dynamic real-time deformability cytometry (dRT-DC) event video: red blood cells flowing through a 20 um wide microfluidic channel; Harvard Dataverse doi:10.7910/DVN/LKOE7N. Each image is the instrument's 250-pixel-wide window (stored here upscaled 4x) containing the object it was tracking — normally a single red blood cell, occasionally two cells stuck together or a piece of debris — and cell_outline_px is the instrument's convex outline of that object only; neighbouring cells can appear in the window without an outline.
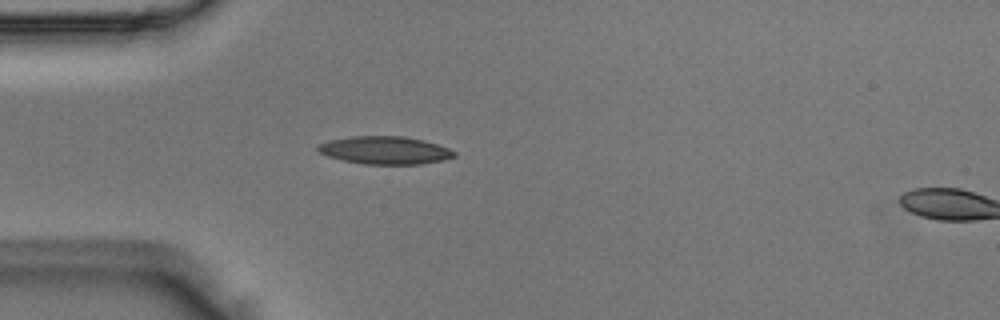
{"species": "Egyptian fruit bat (a non-hibernating species)", "species_latin": "Rousettus aegyptiacus", "temperature_condition": "room temperature", "stored_images_in_passage": 37, "camera_frame_rate_fps": 3000, "um_per_image_px": 0.085, "animal": {"sex": "male"}, "frame": {"image": 1, "passage_image": 1, "time_ms": 0.0, "image_size_px": [1000, 320], "cell_outline_px": [[456, 156], [444, 160], [420, 164], [364, 164], [344, 160], [328, 156], [320, 152], [316, 148], [320, 144], [328, 140], [352, 136], [404, 136], [424, 140], [448, 148], [456, 152]], "centroid_in_image_um": [32.74, 12.77], "position_along_channel_um": 52.3, "area_um2": 22.02}}
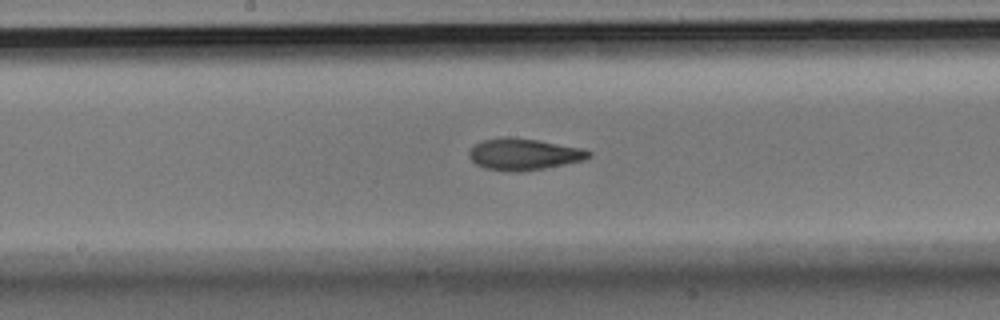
{"frame": {"image": 2, "passage_image": 13, "time_ms": 4.0, "image_size_px": [1000, 320], "cell_outline_px": [[592, 156], [584, 160], [544, 168], [520, 172], [512, 172], [484, 168], [476, 164], [468, 156], [468, 152], [476, 144], [484, 140], [504, 136], [508, 136], [536, 140], [584, 148], [592, 152]], "centroid_in_image_um": [44.54, 13.11], "position_along_channel_um": 203.7, "area_um2": 22.02}}
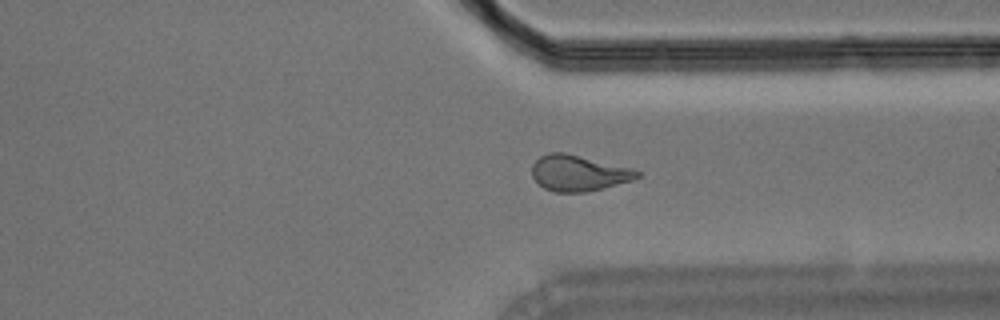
{"frame": {"image": 3, "passage_image": 25, "time_ms": 8.0, "image_size_px": [1000, 320], "cell_outline_px": [[640, 176], [632, 180], [604, 188], [584, 192], [552, 192], [544, 188], [532, 176], [532, 164], [540, 156], [548, 152], [564, 152], [632, 168], [640, 172]], "centroid_in_image_um": [49.16, 14.71], "position_along_channel_um": 362.2, "area_um2": 21.96}}